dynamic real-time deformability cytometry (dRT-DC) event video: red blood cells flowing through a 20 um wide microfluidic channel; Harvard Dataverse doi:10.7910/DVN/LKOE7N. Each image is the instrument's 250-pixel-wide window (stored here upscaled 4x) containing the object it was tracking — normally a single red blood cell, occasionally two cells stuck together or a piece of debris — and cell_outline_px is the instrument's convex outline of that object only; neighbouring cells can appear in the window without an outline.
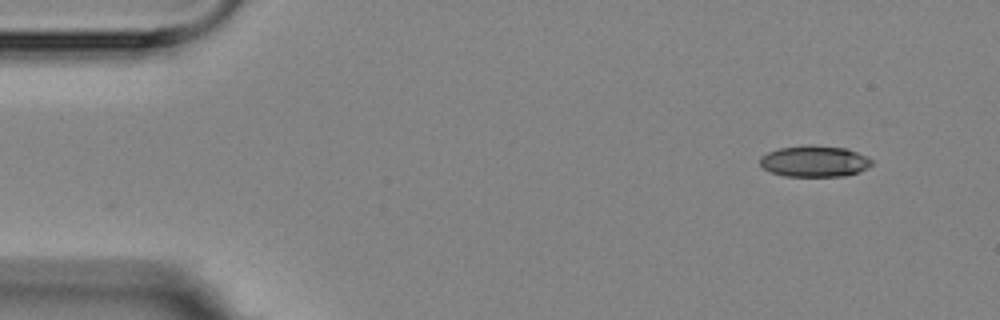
{"species": "Egyptian fruit bat (a non-hibernating species)", "species_latin": "Rousettus aegyptiacus", "temperature_condition": "room temperature", "stored_images_in_passage": 7, "camera_frame_rate_fps": 3000, "um_per_image_px": 0.085, "animal": {"sex": "female"}, "frame": {"image": 1, "passage_image": 1, "time_ms": 0.0, "image_size_px": [1000, 320], "cell_outline_px": [[872, 164], [868, 168], [844, 176], [784, 176], [772, 172], [764, 168], [760, 164], [760, 156], [768, 152], [780, 148], [808, 144], [816, 144], [844, 148], [868, 156], [872, 160]], "centroid_in_image_um": [69.23, 13.69], "position_along_channel_um": 15.8, "area_um2": 20.4}}